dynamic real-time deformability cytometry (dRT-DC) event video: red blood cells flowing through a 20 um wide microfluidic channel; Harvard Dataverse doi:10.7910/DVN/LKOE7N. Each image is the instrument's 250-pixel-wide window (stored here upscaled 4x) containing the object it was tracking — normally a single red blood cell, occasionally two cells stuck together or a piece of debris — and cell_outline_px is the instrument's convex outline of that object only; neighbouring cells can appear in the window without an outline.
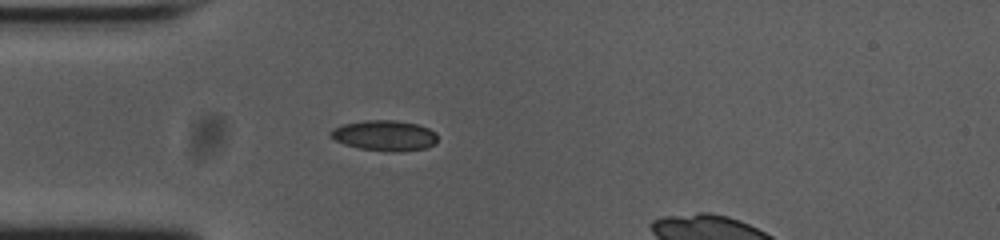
{"species": "common noctule bat (a hibernating species)", "species_latin": "Nyctalus noctula", "temperature_condition": "cold", "stored_images_in_passage": 35, "camera_frame_rate_fps": 3000, "um_per_image_px": 0.085, "animal": {"sex": "female", "body_mass_g": 23.0, "forearm_length_mm": 53.4}, "frame": {"image": 1, "passage_image": 1, "time_ms": 0.0, "image_size_px": [1000, 240], "cell_outline_px": [[436, 144], [428, 148], [400, 152], [388, 152], [360, 148], [344, 144], [328, 136], [328, 132], [332, 128], [344, 124], [364, 120], [396, 120], [416, 124], [428, 128], [436, 132]], "centroid_in_image_um": [32.68, 11.53], "position_along_channel_um": 52.3, "area_um2": 19.25}}
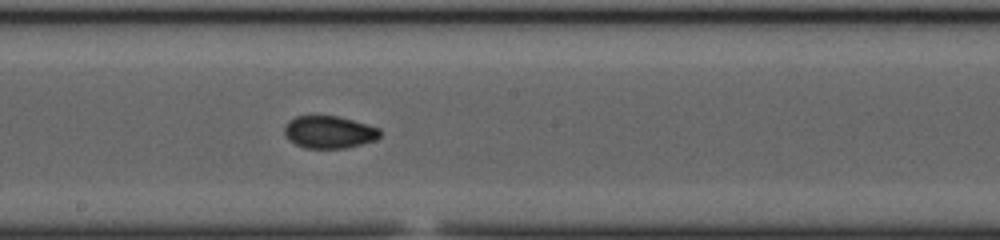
{"frame": {"image": 2, "passage_image": 15, "time_ms": 4.667, "image_size_px": [1000, 240], "cell_outline_px": [[380, 136], [376, 140], [344, 148], [304, 148], [288, 140], [284, 132], [284, 124], [288, 120], [296, 116], [336, 116], [352, 120], [380, 128]], "centroid_in_image_um": [27.94, 11.23], "position_along_channel_um": 220.3, "area_um2": 18.03}}
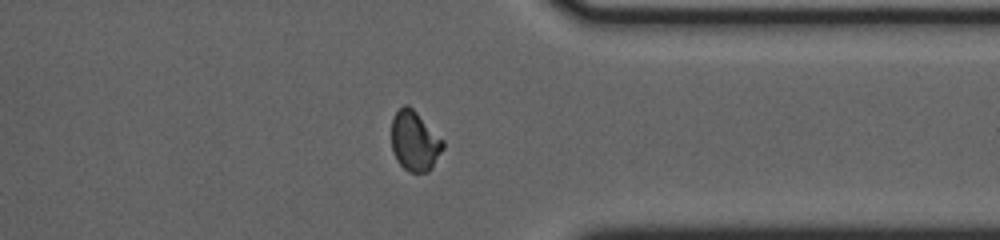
{"frame": {"image": 3, "passage_image": 28, "time_ms": 9.0, "image_size_px": [1000, 240], "cell_outline_px": [[444, 148], [432, 168], [428, 172], [412, 172], [404, 168], [396, 160], [392, 152], [392, 116], [404, 104], [408, 104], [444, 140]], "centroid_in_image_um": [35.25, 11.99], "position_along_channel_um": 376.2, "area_um2": 18.03}, "authors_computed_cell_mechanics": {"area_um2": 18.207, "velocity_mm_per_s": 3.7505, "shape_relaxation_time_tau1_ms": null, "shape_relaxation_time_tau2_ms": 1.2668, "deformation_change_tau1": null, "deformation_change_tau2": 0.0454}}